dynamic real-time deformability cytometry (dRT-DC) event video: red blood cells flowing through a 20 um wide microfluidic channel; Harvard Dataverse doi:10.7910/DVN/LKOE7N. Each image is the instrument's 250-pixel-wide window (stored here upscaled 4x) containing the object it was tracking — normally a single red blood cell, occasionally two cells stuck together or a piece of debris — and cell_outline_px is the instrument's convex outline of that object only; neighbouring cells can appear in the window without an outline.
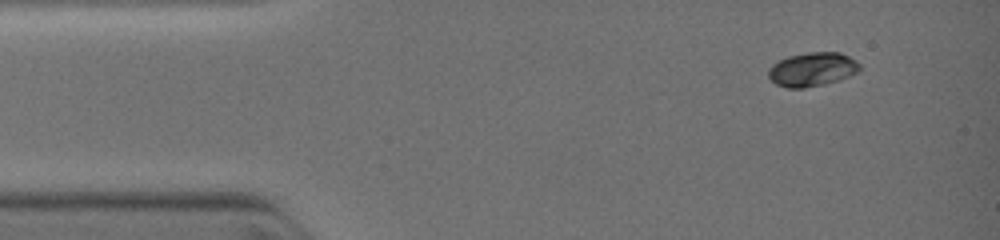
{"species": "common noctule bat (a hibernating species)", "species_latin": "Nyctalus noctula", "temperature_condition": "warm", "stored_images_in_passage": 25, "camera_frame_rate_fps": 3000, "um_per_image_px": 0.085, "animal": {"sex": "female", "body_mass_g": 19.0, "forearm_length_mm": 51.5}, "frame": {"image": 1, "passage_image": 1, "time_ms": 0.0, "image_size_px": [1000, 240], "cell_outline_px": [[860, 72], [840, 80], [824, 84], [804, 88], [788, 88], [776, 84], [768, 76], [768, 68], [772, 64], [788, 56], [808, 52], [840, 52], [856, 60], [860, 64]], "centroid_in_image_um": [69.07, 5.89], "position_along_channel_um": 15.9, "area_um2": 18.21}}
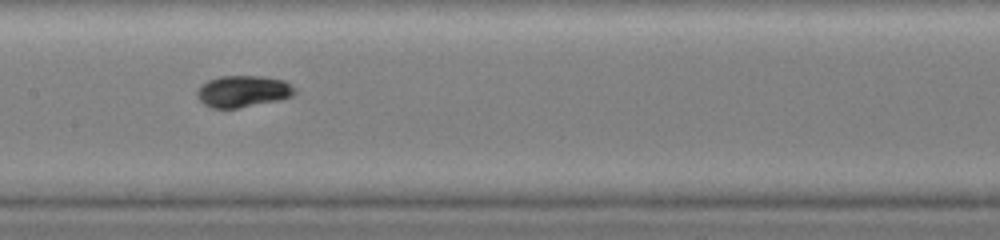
{"frame": {"image": 2, "passage_image": 15, "time_ms": 5.0, "image_size_px": [1000, 240], "cell_outline_px": [[296, 92], [292, 96], [280, 100], [236, 108], [212, 108], [204, 104], [196, 96], [196, 92], [208, 80], [220, 76], [260, 76], [284, 80], [296, 88]], "centroid_in_image_um": [20.68, 7.76], "position_along_channel_um": 186.7, "area_um2": 17.92}}
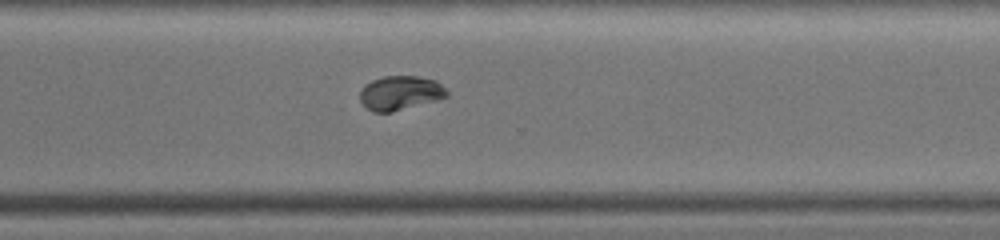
{"frame": {"image": 3, "passage_image": 25, "time_ms": 8.0, "image_size_px": [1000, 240], "cell_outline_px": [[448, 96], [440, 100], [392, 112], [372, 112], [360, 100], [360, 92], [372, 80], [384, 76], [420, 76], [436, 80], [448, 92]], "centroid_in_image_um": [34.07, 7.91], "position_along_channel_um": 336.5, "area_um2": 17.34}}